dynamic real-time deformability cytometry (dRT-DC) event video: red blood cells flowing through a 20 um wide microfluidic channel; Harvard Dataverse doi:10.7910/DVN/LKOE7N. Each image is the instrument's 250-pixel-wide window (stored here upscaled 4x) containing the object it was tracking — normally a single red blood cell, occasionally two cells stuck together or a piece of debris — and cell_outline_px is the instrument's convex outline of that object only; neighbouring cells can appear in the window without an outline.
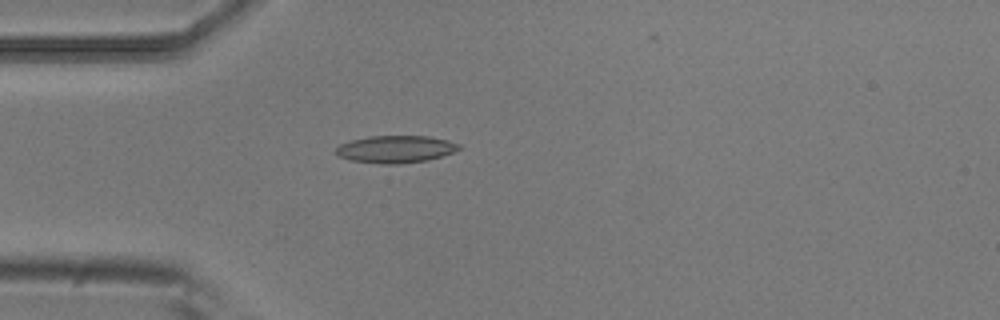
{"species": "common noctule bat (a hibernating species)", "species_latin": "Nyctalus noctula", "temperature_condition": "room temperature", "stored_images_in_passage": 4, "camera_frame_rate_fps": 3000, "um_per_image_px": 0.085, "animal": {"sex": "male", "body_mass_g": 20.5, "forearm_length_mm": 52.5}, "frame": {"image": 1, "passage_image": 4, "time_ms": 1.0, "image_size_px": [1000, 320], "cell_outline_px": [[460, 148], [452, 152], [428, 160], [400, 164], [380, 164], [348, 160], [336, 156], [336, 148], [340, 144], [352, 140], [368, 136], [428, 136], [448, 140], [460, 144]], "centroid_in_image_um": [33.58, 12.68], "position_along_channel_um": 51.4, "area_um2": 19.65}}